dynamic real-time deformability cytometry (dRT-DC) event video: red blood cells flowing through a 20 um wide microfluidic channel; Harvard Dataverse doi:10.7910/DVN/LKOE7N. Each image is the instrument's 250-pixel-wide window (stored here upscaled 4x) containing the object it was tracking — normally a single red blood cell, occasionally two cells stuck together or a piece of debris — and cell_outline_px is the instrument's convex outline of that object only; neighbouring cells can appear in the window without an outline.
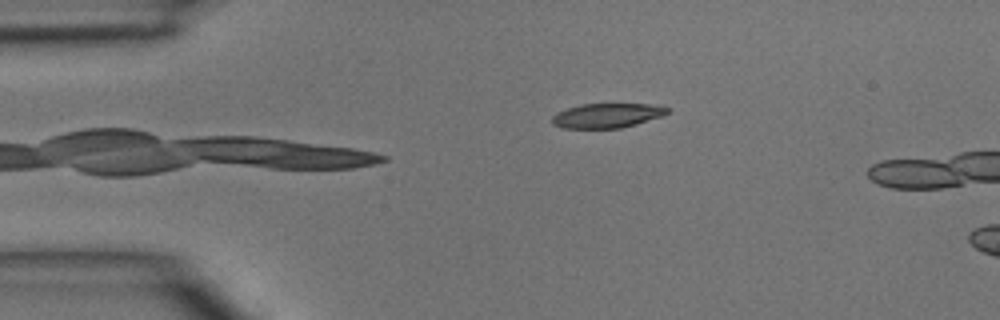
{"species": "common noctule bat (a hibernating species)", "species_latin": "Nyctalus noctula", "temperature_condition": "room temperature", "stored_images_in_passage": 4, "camera_frame_rate_fps": 3000, "um_per_image_px": 0.085, "animal": {"sex": "male", "body_mass_g": 15.6}, "frame": {"image": 1, "passage_image": 1, "time_ms": 0.0, "image_size_px": [1000, 320], "cell_outline_px": [[668, 112], [660, 116], [636, 124], [620, 128], [564, 128], [552, 124], [552, 116], [556, 112], [580, 104], [648, 104], [668, 108]], "centroid_in_image_um": [51.53, 9.82], "position_along_channel_um": 33.5, "area_um2": 16.24}}